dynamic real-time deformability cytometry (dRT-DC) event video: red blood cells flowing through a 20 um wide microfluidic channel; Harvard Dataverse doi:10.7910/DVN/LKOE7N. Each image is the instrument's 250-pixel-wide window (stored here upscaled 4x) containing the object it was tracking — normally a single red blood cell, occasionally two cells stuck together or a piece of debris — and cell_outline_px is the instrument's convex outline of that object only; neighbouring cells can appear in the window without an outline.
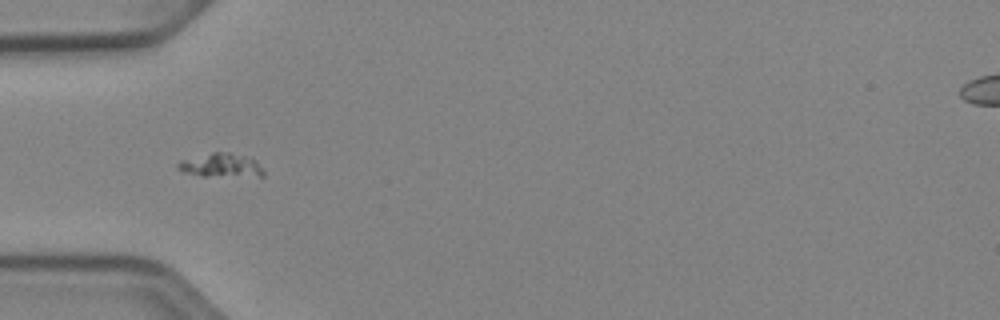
{"species": "Egyptian fruit bat (a non-hibernating species)", "species_latin": "Rousettus aegyptiacus", "temperature_condition": "cold", "stored_images_in_passage": 47, "camera_frame_rate_fps": 3000, "um_per_image_px": 0.085, "animal": {"sex": "female"}, "frame": {"image": 1, "passage_image": 12, "time_ms": 3.667, "image_size_px": [1000, 320], "cell_outline_px": [[264, 176], [200, 176], [184, 172], [176, 168], [176, 164], [180, 160], [212, 152], [228, 152], [256, 160], [264, 172]], "centroid_in_image_um": [18.74, 14.06], "position_along_channel_um": 66.3, "area_um2": 11.85}}
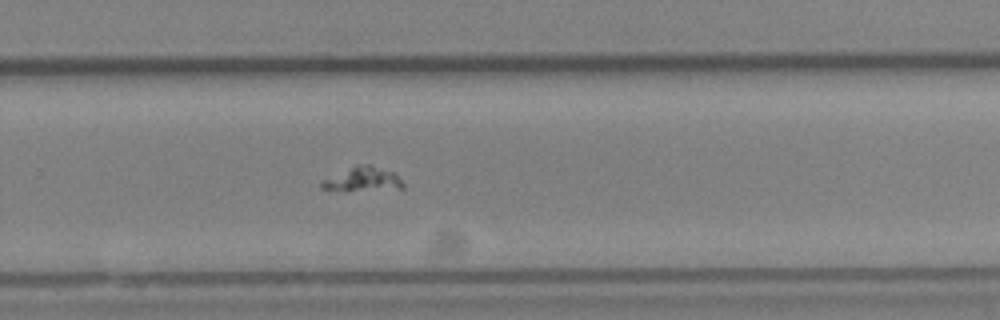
{"frame": {"image": 2, "passage_image": 30, "time_ms": 9.667, "image_size_px": [1000, 320], "cell_outline_px": [[404, 188], [348, 192], [320, 188], [320, 184], [324, 180], [356, 164], [368, 164], [392, 172], [404, 184]], "centroid_in_image_um": [30.81, 15.27], "position_along_channel_um": 299.0, "area_um2": 11.5}}
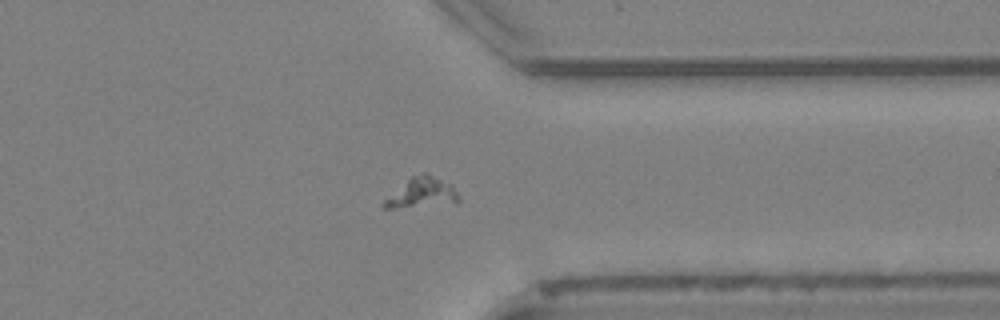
{"frame": {"image": 3, "passage_image": 36, "time_ms": 11.667, "image_size_px": [1000, 320], "cell_outline_px": [[460, 200], [392, 208], [384, 208], [380, 204], [384, 200], [412, 176], [424, 172], [452, 184], [460, 196]], "centroid_in_image_um": [35.83, 16.34], "position_along_channel_um": 375.6, "area_um2": 12.25}}